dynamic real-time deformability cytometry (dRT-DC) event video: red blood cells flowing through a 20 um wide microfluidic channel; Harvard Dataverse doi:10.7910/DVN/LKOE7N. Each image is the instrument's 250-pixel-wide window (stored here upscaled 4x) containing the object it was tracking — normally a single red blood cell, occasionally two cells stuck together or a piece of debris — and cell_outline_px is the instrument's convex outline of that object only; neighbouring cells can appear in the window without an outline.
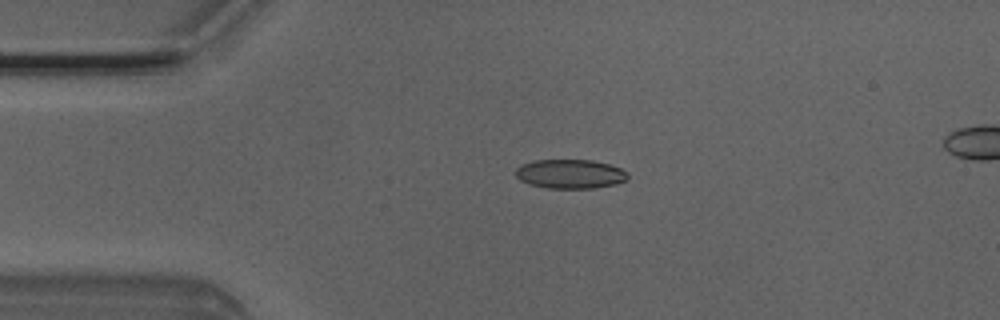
{"species": "Egyptian fruit bat (a non-hibernating species)", "species_latin": "Rousettus aegyptiacus", "temperature_condition": "room temperature", "stored_images_in_passage": 4, "camera_frame_rate_fps": 3000, "um_per_image_px": 0.085, "animal": {"sex": "male"}, "frame": {"image": 1, "passage_image": 2, "time_ms": 0.333, "image_size_px": [1000, 320], "cell_outline_px": [[628, 180], [616, 184], [592, 188], [548, 188], [528, 184], [520, 180], [516, 176], [516, 168], [520, 164], [536, 160], [592, 160], [608, 164], [620, 168], [628, 172]], "centroid_in_image_um": [48.46, 14.78], "position_along_channel_um": 36.5, "area_um2": 19.13}}